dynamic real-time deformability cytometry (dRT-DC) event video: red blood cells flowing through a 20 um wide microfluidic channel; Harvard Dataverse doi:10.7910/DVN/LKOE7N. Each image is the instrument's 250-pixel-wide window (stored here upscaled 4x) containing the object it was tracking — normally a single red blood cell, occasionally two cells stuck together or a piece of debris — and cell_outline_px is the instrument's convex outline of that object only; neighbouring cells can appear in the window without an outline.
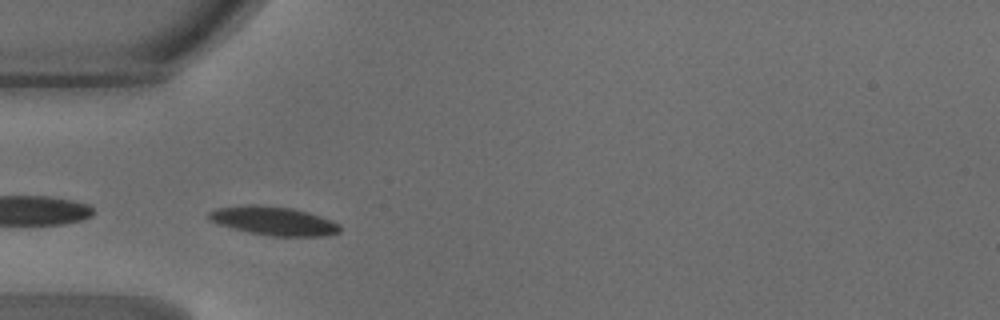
{"species": "common noctule bat (a hibernating species)", "species_latin": "Nyctalus noctula", "temperature_condition": "warm", "stored_images_in_passage": 34, "camera_frame_rate_fps": 3000, "um_per_image_px": 0.085, "animal": {"sex": "male", "body_mass_g": 18.8}, "frame": {"image": 1, "passage_image": 1, "time_ms": 0.0, "image_size_px": [1000, 320], "cell_outline_px": [[340, 232], [328, 236], [272, 236], [248, 232], [220, 224], [208, 220], [208, 212], [216, 208], [244, 204], [260, 204], [292, 208], [308, 212], [332, 220], [340, 224]], "centroid_in_image_um": [23.26, 18.76], "position_along_channel_um": 61.7, "area_um2": 22.14}}
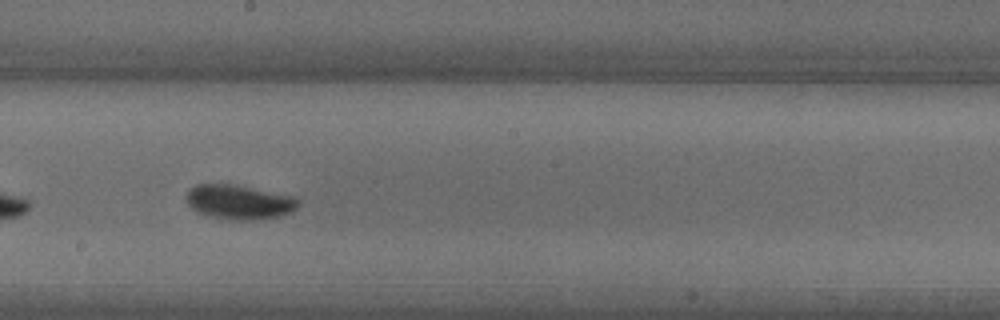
{"frame": {"image": 2, "passage_image": 13, "time_ms": 4.0, "image_size_px": [1000, 320], "cell_outline_px": [[300, 204], [292, 212], [280, 216], [256, 220], [228, 220], [208, 216], [196, 212], [188, 204], [188, 192], [196, 184], [228, 184], [296, 196], [300, 200]], "centroid_in_image_um": [20.37, 17.2], "position_along_channel_um": 227.8, "area_um2": 22.48}}
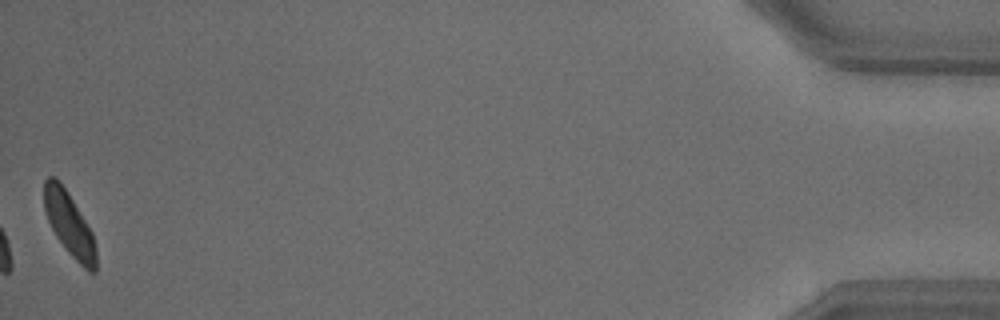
{"frame": {"image": 3, "passage_image": 34, "time_ms": 11.0, "image_size_px": [1000, 320], "cell_outline_px": [[96, 272], [88, 272], [72, 256], [56, 236], [48, 220], [44, 208], [44, 180], [48, 176], [52, 176], [68, 192], [92, 232], [96, 248]], "centroid_in_image_um": [5.9, 19.07], "position_along_channel_um": 429.3, "area_um2": 18.84}, "authors_computed_cell_mechanics": {"area_um2": 20.7791, "velocity_mm_per_s": 4.2016, "shape_relaxation_time_tau1_ms": 3.1564, "shape_relaxation_time_tau2_ms": 4.349, "deformation_change_tau1": 0.1404, "deformation_change_tau2": 0.0659}}